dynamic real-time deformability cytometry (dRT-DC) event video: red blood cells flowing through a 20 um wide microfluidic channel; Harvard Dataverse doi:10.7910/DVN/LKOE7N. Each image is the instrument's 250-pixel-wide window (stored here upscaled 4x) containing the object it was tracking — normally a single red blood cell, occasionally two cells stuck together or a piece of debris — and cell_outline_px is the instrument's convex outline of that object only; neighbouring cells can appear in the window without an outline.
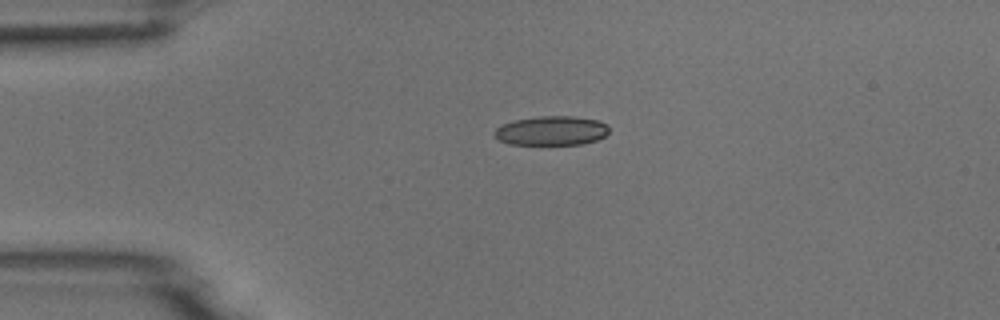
{"species": "common noctule bat (a hibernating species)", "species_latin": "Nyctalus noctula", "temperature_condition": "room temperature", "stored_images_in_passage": 4, "camera_frame_rate_fps": 3000, "um_per_image_px": 0.085, "animal": {"sex": "male", "body_mass_g": 18.8}, "frame": {"image": 1, "passage_image": 3, "time_ms": 3.0, "image_size_px": [1000, 320], "cell_outline_px": [[608, 132], [604, 136], [596, 140], [580, 144], [508, 144], [500, 140], [492, 132], [500, 124], [516, 120], [540, 116], [572, 116], [600, 120], [608, 128]], "centroid_in_image_um": [46.85, 11.1], "position_along_channel_um": 38.2, "area_um2": 19.42}}